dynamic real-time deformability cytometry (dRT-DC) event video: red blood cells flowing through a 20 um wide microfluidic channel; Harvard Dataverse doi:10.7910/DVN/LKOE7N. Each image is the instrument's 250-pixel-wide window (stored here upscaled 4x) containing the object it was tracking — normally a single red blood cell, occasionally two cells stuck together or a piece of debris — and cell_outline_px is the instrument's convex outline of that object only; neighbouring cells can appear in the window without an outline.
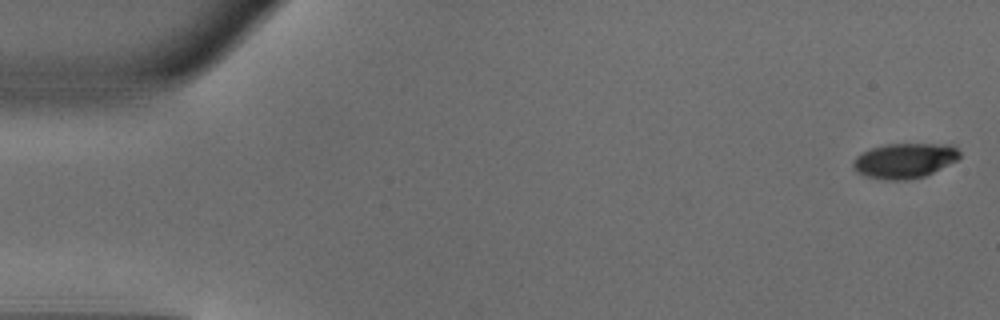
{"species": "common noctule bat (a hibernating species)", "species_latin": "Nyctalus noctula", "temperature_condition": "warm", "stored_images_in_passage": 49, "camera_frame_rate_fps": 3000, "um_per_image_px": 0.085, "animal": {"sex": "male", "body_mass_g": 18.8}, "frame": {"image": 1, "passage_image": 1, "time_ms": 0.0, "image_size_px": [1000, 320], "cell_outline_px": [[960, 156], [956, 160], [924, 176], [908, 180], [884, 180], [864, 176], [856, 172], [852, 164], [856, 156], [872, 148], [888, 144], [948, 144], [956, 148], [960, 152]], "centroid_in_image_um": [76.85, 13.66], "position_along_channel_um": 8.1, "area_um2": 21.56}}
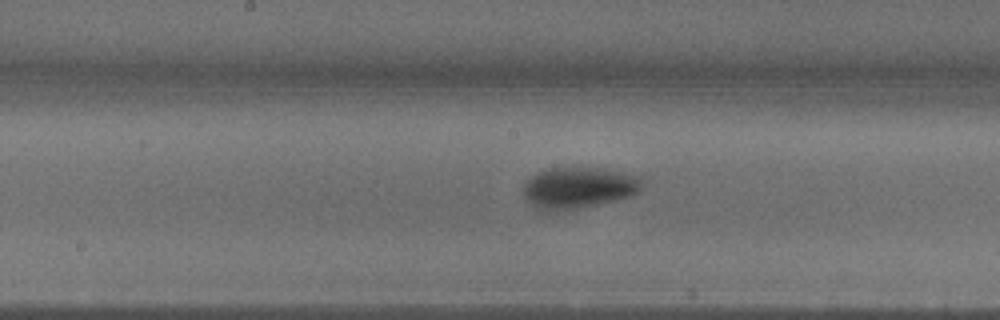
{"frame": {"image": 2, "passage_image": 25, "time_ms": 8.0, "image_size_px": [1000, 320], "cell_outline_px": [[640, 188], [632, 196], [616, 200], [556, 212], [552, 212], [536, 208], [524, 196], [524, 180], [536, 172], [548, 168], [596, 168], [640, 176]], "centroid_in_image_um": [49.1, 15.96], "position_along_channel_um": 199.1, "area_um2": 28.26}}
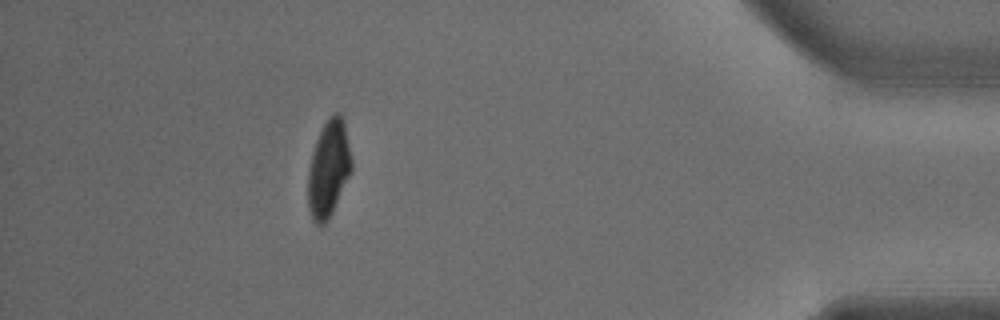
{"frame": {"image": 3, "passage_image": 44, "time_ms": 14.333, "image_size_px": [1000, 320], "cell_outline_px": [[352, 172], [328, 220], [324, 224], [316, 224], [312, 220], [308, 208], [308, 172], [312, 152], [316, 140], [324, 124], [336, 112], [340, 112], [344, 120], [352, 160]], "centroid_in_image_um": [27.94, 14.36], "position_along_channel_um": 407.3, "area_um2": 24.51}, "authors_computed_cell_mechanics": {"area_um2": 25.6054, "velocity_mm_per_s": 4.0973, "shape_relaxation_time_tau1_ms": 2.0155, "shape_relaxation_time_tau2_ms": 2.5777, "deformation_change_tau1": 0.1476, "deformation_change_tau2": 0.0498}}